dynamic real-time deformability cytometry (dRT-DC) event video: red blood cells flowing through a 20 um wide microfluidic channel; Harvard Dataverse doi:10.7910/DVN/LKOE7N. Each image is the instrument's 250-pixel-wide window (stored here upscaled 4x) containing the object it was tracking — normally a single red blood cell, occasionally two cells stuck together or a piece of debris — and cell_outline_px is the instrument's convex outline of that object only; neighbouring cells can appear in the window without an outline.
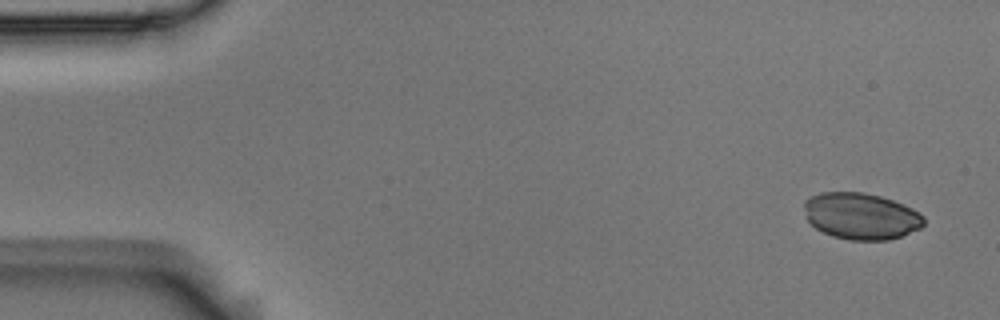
{"species": "Egyptian fruit bat (a non-hibernating species)", "species_latin": "Rousettus aegyptiacus", "temperature_condition": "room temperature", "stored_images_in_passage": 7, "camera_frame_rate_fps": 3000, "um_per_image_px": 0.085, "animal": {"sex": "male"}, "frame": {"image": 1, "passage_image": 1, "time_ms": 0.0, "image_size_px": [1000, 320], "cell_outline_px": [[924, 224], [920, 228], [900, 236], [888, 240], [848, 240], [832, 236], [816, 228], [808, 220], [804, 208], [804, 200], [820, 192], [864, 192], [880, 196], [892, 200], [924, 216]], "centroid_in_image_um": [73.15, 18.37], "position_along_channel_um": 11.8, "area_um2": 32.14}}
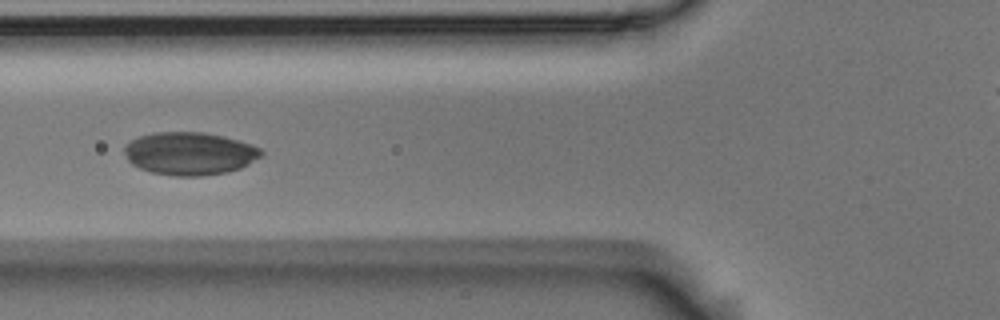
{"frame": {"image": 2, "passage_image": 6, "time_ms": 1.667, "image_size_px": [1000, 320], "cell_outline_px": [[264, 152], [260, 156], [248, 164], [240, 168], [228, 172], [200, 176], [176, 176], [152, 172], [140, 168], [132, 164], [128, 160], [124, 152], [124, 144], [140, 136], [152, 132], [204, 132], [224, 136], [252, 144], [260, 148]], "centroid_in_image_um": [16.11, 13.04], "position_along_channel_um": 109.7, "area_um2": 34.22}}
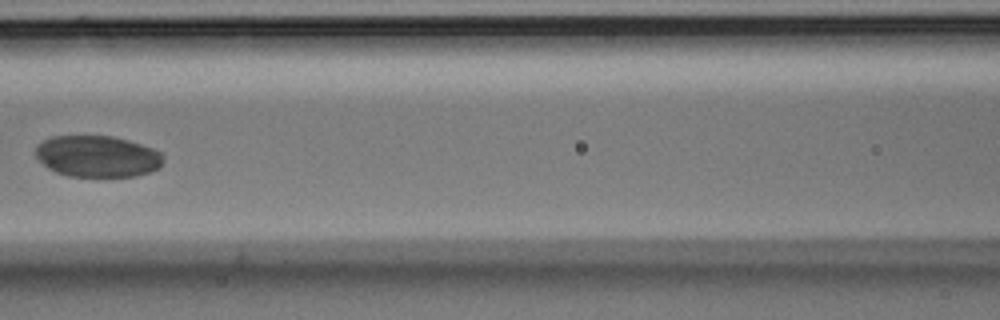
{"frame": {"image": 3, "passage_image": 7, "time_ms": 2.0, "image_size_px": [1000, 320], "cell_outline_px": [[164, 156], [160, 168], [136, 176], [68, 176], [56, 172], [48, 168], [36, 156], [36, 144], [40, 140], [52, 136], [112, 136], [128, 140], [152, 148], [160, 152]], "centroid_in_image_um": [8.26, 13.28], "position_along_channel_um": 158.3, "area_um2": 30.87}}